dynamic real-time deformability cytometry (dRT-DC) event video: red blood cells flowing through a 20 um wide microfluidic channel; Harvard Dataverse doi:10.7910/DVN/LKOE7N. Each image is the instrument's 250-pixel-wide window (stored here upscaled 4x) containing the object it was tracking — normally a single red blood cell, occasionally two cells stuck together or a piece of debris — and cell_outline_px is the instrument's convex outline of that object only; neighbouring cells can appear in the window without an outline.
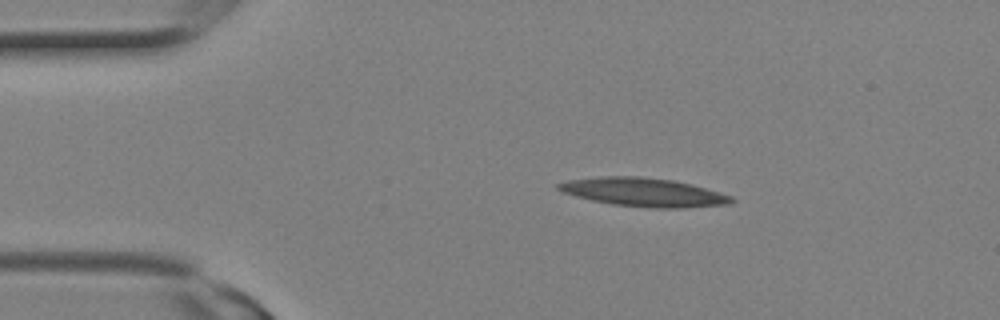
{"species": "Egyptian fruit bat (a non-hibernating species)", "species_latin": "Rousettus aegyptiacus", "temperature_condition": "room temperature", "stored_images_in_passage": 4, "segment_of_instrument_passage": [1, 2], "camera_frame_rate_fps": 3000, "um_per_image_px": 0.085, "animal": {"sex": "female"}, "frame": {"image": 1, "passage_image": 2, "time_ms": 0.333, "image_size_px": [1000, 320], "cell_outline_px": [[736, 200], [732, 204], [684, 208], [652, 208], [612, 204], [592, 200], [576, 196], [564, 192], [556, 188], [556, 184], [568, 180], [604, 176], [640, 176], [672, 180], [692, 184], [720, 192], [732, 196]], "centroid_in_image_um": [54.76, 16.34], "position_along_channel_um": 30.2, "area_um2": 28.9}}